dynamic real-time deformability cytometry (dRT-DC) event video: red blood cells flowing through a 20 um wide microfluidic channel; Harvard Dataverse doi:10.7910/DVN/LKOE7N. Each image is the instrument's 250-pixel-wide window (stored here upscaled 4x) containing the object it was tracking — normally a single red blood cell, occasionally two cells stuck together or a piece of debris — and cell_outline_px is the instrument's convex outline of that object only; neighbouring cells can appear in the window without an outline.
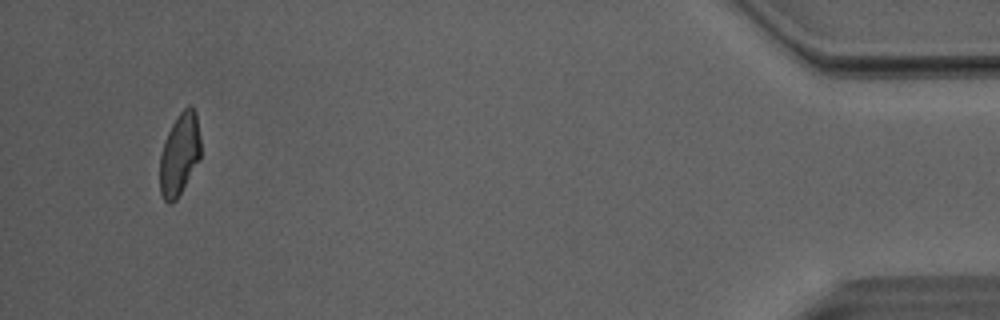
{"species": "Egyptian fruit bat (a non-hibernating species)", "species_latin": "Rousettus aegyptiacus", "temperature_condition": "room temperature", "stored_images_in_passage": 36, "camera_frame_rate_fps": 3000, "um_per_image_px": 0.085, "animal": {"sex": "male"}, "frame": {"image": 1, "passage_image": 36, "time_ms": 11.667, "image_size_px": [1000, 320], "cell_outline_px": [[200, 160], [176, 200], [172, 204], [168, 204], [164, 200], [160, 192], [160, 156], [168, 132], [172, 124], [180, 112], [188, 104], [196, 112], [200, 136]], "centroid_in_image_um": [15.27, 13.13], "position_along_channel_um": 419.9, "area_um2": 19.54}, "authors_computed_cell_mechanics": {"area_um2": 20.519, "velocity_mm_per_s": 4.0661, "shape_relaxation_time_tau1_ms": 5.482, "shape_relaxation_time_tau2_ms": 5.3042, "deformation_change_tau1": 0.1666, "deformation_change_tau2": 0.1085}}